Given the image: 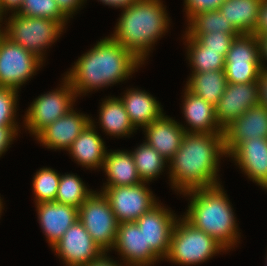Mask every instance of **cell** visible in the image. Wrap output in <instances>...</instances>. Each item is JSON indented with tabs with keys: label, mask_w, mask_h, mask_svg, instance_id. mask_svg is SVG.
<instances>
[{
	"label": "cell",
	"mask_w": 267,
	"mask_h": 266,
	"mask_svg": "<svg viewBox=\"0 0 267 266\" xmlns=\"http://www.w3.org/2000/svg\"><path fill=\"white\" fill-rule=\"evenodd\" d=\"M182 113L189 127H184L186 133L216 134L223 133L215 117V108L211 103L196 96L184 88Z\"/></svg>",
	"instance_id": "20"
},
{
	"label": "cell",
	"mask_w": 267,
	"mask_h": 266,
	"mask_svg": "<svg viewBox=\"0 0 267 266\" xmlns=\"http://www.w3.org/2000/svg\"><path fill=\"white\" fill-rule=\"evenodd\" d=\"M111 250L118 252L126 266H153L161 260L149 247H145L143 232L136 222L118 224L115 244Z\"/></svg>",
	"instance_id": "14"
},
{
	"label": "cell",
	"mask_w": 267,
	"mask_h": 266,
	"mask_svg": "<svg viewBox=\"0 0 267 266\" xmlns=\"http://www.w3.org/2000/svg\"><path fill=\"white\" fill-rule=\"evenodd\" d=\"M18 90L0 87V126H19L16 121Z\"/></svg>",
	"instance_id": "35"
},
{
	"label": "cell",
	"mask_w": 267,
	"mask_h": 266,
	"mask_svg": "<svg viewBox=\"0 0 267 266\" xmlns=\"http://www.w3.org/2000/svg\"><path fill=\"white\" fill-rule=\"evenodd\" d=\"M225 0H184L187 22L201 12L218 10Z\"/></svg>",
	"instance_id": "37"
},
{
	"label": "cell",
	"mask_w": 267,
	"mask_h": 266,
	"mask_svg": "<svg viewBox=\"0 0 267 266\" xmlns=\"http://www.w3.org/2000/svg\"><path fill=\"white\" fill-rule=\"evenodd\" d=\"M240 34L207 33L194 38L205 50L229 51L232 41Z\"/></svg>",
	"instance_id": "36"
},
{
	"label": "cell",
	"mask_w": 267,
	"mask_h": 266,
	"mask_svg": "<svg viewBox=\"0 0 267 266\" xmlns=\"http://www.w3.org/2000/svg\"><path fill=\"white\" fill-rule=\"evenodd\" d=\"M130 152L142 182H152L164 172V168L168 164V161L145 141Z\"/></svg>",
	"instance_id": "28"
},
{
	"label": "cell",
	"mask_w": 267,
	"mask_h": 266,
	"mask_svg": "<svg viewBox=\"0 0 267 266\" xmlns=\"http://www.w3.org/2000/svg\"><path fill=\"white\" fill-rule=\"evenodd\" d=\"M78 220L101 250L111 251L119 223L101 191H94L78 208Z\"/></svg>",
	"instance_id": "8"
},
{
	"label": "cell",
	"mask_w": 267,
	"mask_h": 266,
	"mask_svg": "<svg viewBox=\"0 0 267 266\" xmlns=\"http://www.w3.org/2000/svg\"><path fill=\"white\" fill-rule=\"evenodd\" d=\"M223 136L227 155L248 139H267V108L261 105L249 108L223 129Z\"/></svg>",
	"instance_id": "17"
},
{
	"label": "cell",
	"mask_w": 267,
	"mask_h": 266,
	"mask_svg": "<svg viewBox=\"0 0 267 266\" xmlns=\"http://www.w3.org/2000/svg\"><path fill=\"white\" fill-rule=\"evenodd\" d=\"M2 19H3V18L0 16V34L2 33V28H1V27H2V24H1V23L3 22Z\"/></svg>",
	"instance_id": "47"
},
{
	"label": "cell",
	"mask_w": 267,
	"mask_h": 266,
	"mask_svg": "<svg viewBox=\"0 0 267 266\" xmlns=\"http://www.w3.org/2000/svg\"><path fill=\"white\" fill-rule=\"evenodd\" d=\"M61 174L50 167L40 168L32 180L35 203L55 202Z\"/></svg>",
	"instance_id": "32"
},
{
	"label": "cell",
	"mask_w": 267,
	"mask_h": 266,
	"mask_svg": "<svg viewBox=\"0 0 267 266\" xmlns=\"http://www.w3.org/2000/svg\"><path fill=\"white\" fill-rule=\"evenodd\" d=\"M147 184L141 182L132 186L101 188L100 191L107 198L118 223L135 222L159 203Z\"/></svg>",
	"instance_id": "10"
},
{
	"label": "cell",
	"mask_w": 267,
	"mask_h": 266,
	"mask_svg": "<svg viewBox=\"0 0 267 266\" xmlns=\"http://www.w3.org/2000/svg\"><path fill=\"white\" fill-rule=\"evenodd\" d=\"M176 221L175 213L162 203H158L135 221L139 230L143 232L145 247H149L161 261L168 255Z\"/></svg>",
	"instance_id": "12"
},
{
	"label": "cell",
	"mask_w": 267,
	"mask_h": 266,
	"mask_svg": "<svg viewBox=\"0 0 267 266\" xmlns=\"http://www.w3.org/2000/svg\"><path fill=\"white\" fill-rule=\"evenodd\" d=\"M231 157L239 169L267 190V139L254 138L239 143L228 155Z\"/></svg>",
	"instance_id": "15"
},
{
	"label": "cell",
	"mask_w": 267,
	"mask_h": 266,
	"mask_svg": "<svg viewBox=\"0 0 267 266\" xmlns=\"http://www.w3.org/2000/svg\"><path fill=\"white\" fill-rule=\"evenodd\" d=\"M226 251L214 238L194 227L182 216L177 219L173 228L165 261L190 266L206 262L216 254Z\"/></svg>",
	"instance_id": "5"
},
{
	"label": "cell",
	"mask_w": 267,
	"mask_h": 266,
	"mask_svg": "<svg viewBox=\"0 0 267 266\" xmlns=\"http://www.w3.org/2000/svg\"><path fill=\"white\" fill-rule=\"evenodd\" d=\"M227 157L223 133H186L177 152L168 161L171 188L180 195L220 184L221 157Z\"/></svg>",
	"instance_id": "1"
},
{
	"label": "cell",
	"mask_w": 267,
	"mask_h": 266,
	"mask_svg": "<svg viewBox=\"0 0 267 266\" xmlns=\"http://www.w3.org/2000/svg\"><path fill=\"white\" fill-rule=\"evenodd\" d=\"M35 205L40 227L45 233L48 245L52 248L66 230L78 221V208L56 202H42Z\"/></svg>",
	"instance_id": "18"
},
{
	"label": "cell",
	"mask_w": 267,
	"mask_h": 266,
	"mask_svg": "<svg viewBox=\"0 0 267 266\" xmlns=\"http://www.w3.org/2000/svg\"><path fill=\"white\" fill-rule=\"evenodd\" d=\"M5 21L6 27L2 28V34L42 61L45 60V49L52 46L65 29L58 21L21 14H11Z\"/></svg>",
	"instance_id": "6"
},
{
	"label": "cell",
	"mask_w": 267,
	"mask_h": 266,
	"mask_svg": "<svg viewBox=\"0 0 267 266\" xmlns=\"http://www.w3.org/2000/svg\"><path fill=\"white\" fill-rule=\"evenodd\" d=\"M262 70L260 62L225 63L224 72L228 83L257 82Z\"/></svg>",
	"instance_id": "34"
},
{
	"label": "cell",
	"mask_w": 267,
	"mask_h": 266,
	"mask_svg": "<svg viewBox=\"0 0 267 266\" xmlns=\"http://www.w3.org/2000/svg\"><path fill=\"white\" fill-rule=\"evenodd\" d=\"M143 64L131 51L108 36L82 54L64 77L77 96L86 95L132 78Z\"/></svg>",
	"instance_id": "2"
},
{
	"label": "cell",
	"mask_w": 267,
	"mask_h": 266,
	"mask_svg": "<svg viewBox=\"0 0 267 266\" xmlns=\"http://www.w3.org/2000/svg\"><path fill=\"white\" fill-rule=\"evenodd\" d=\"M96 122L91 118V123L85 127L67 150L74 161L86 169H102L107 154L104 139L96 130Z\"/></svg>",
	"instance_id": "21"
},
{
	"label": "cell",
	"mask_w": 267,
	"mask_h": 266,
	"mask_svg": "<svg viewBox=\"0 0 267 266\" xmlns=\"http://www.w3.org/2000/svg\"><path fill=\"white\" fill-rule=\"evenodd\" d=\"M260 62V43L254 34H240L231 44L225 63Z\"/></svg>",
	"instance_id": "31"
},
{
	"label": "cell",
	"mask_w": 267,
	"mask_h": 266,
	"mask_svg": "<svg viewBox=\"0 0 267 266\" xmlns=\"http://www.w3.org/2000/svg\"><path fill=\"white\" fill-rule=\"evenodd\" d=\"M120 99L124 103L130 122L136 130L139 127L145 128L164 114L160 102L145 90L130 88Z\"/></svg>",
	"instance_id": "22"
},
{
	"label": "cell",
	"mask_w": 267,
	"mask_h": 266,
	"mask_svg": "<svg viewBox=\"0 0 267 266\" xmlns=\"http://www.w3.org/2000/svg\"><path fill=\"white\" fill-rule=\"evenodd\" d=\"M260 43V63L263 69L267 70V65L264 63L267 61V35H256Z\"/></svg>",
	"instance_id": "44"
},
{
	"label": "cell",
	"mask_w": 267,
	"mask_h": 266,
	"mask_svg": "<svg viewBox=\"0 0 267 266\" xmlns=\"http://www.w3.org/2000/svg\"><path fill=\"white\" fill-rule=\"evenodd\" d=\"M93 192L79 176L65 173L61 175L55 202L79 208Z\"/></svg>",
	"instance_id": "30"
},
{
	"label": "cell",
	"mask_w": 267,
	"mask_h": 266,
	"mask_svg": "<svg viewBox=\"0 0 267 266\" xmlns=\"http://www.w3.org/2000/svg\"><path fill=\"white\" fill-rule=\"evenodd\" d=\"M99 109L100 127L106 135L114 137H129L136 129L130 122L124 103L120 97H110L102 100Z\"/></svg>",
	"instance_id": "24"
},
{
	"label": "cell",
	"mask_w": 267,
	"mask_h": 266,
	"mask_svg": "<svg viewBox=\"0 0 267 266\" xmlns=\"http://www.w3.org/2000/svg\"><path fill=\"white\" fill-rule=\"evenodd\" d=\"M169 23L162 0H138L122 10L110 36L144 63L157 40L168 32Z\"/></svg>",
	"instance_id": "4"
},
{
	"label": "cell",
	"mask_w": 267,
	"mask_h": 266,
	"mask_svg": "<svg viewBox=\"0 0 267 266\" xmlns=\"http://www.w3.org/2000/svg\"><path fill=\"white\" fill-rule=\"evenodd\" d=\"M259 85V105L267 108V70H261L257 80Z\"/></svg>",
	"instance_id": "42"
},
{
	"label": "cell",
	"mask_w": 267,
	"mask_h": 266,
	"mask_svg": "<svg viewBox=\"0 0 267 266\" xmlns=\"http://www.w3.org/2000/svg\"><path fill=\"white\" fill-rule=\"evenodd\" d=\"M62 80L61 86L56 90L35 98L24 114L25 129L34 137L74 108L73 105L78 96L70 82L65 77Z\"/></svg>",
	"instance_id": "7"
},
{
	"label": "cell",
	"mask_w": 267,
	"mask_h": 266,
	"mask_svg": "<svg viewBox=\"0 0 267 266\" xmlns=\"http://www.w3.org/2000/svg\"><path fill=\"white\" fill-rule=\"evenodd\" d=\"M185 33L190 38H198L201 34L211 32L239 34L234 27L227 21L220 10L201 12L194 15L187 24Z\"/></svg>",
	"instance_id": "29"
},
{
	"label": "cell",
	"mask_w": 267,
	"mask_h": 266,
	"mask_svg": "<svg viewBox=\"0 0 267 266\" xmlns=\"http://www.w3.org/2000/svg\"><path fill=\"white\" fill-rule=\"evenodd\" d=\"M2 209H4V208H3V202H2V199H1V197H0V217H1V214L3 213V212H2Z\"/></svg>",
	"instance_id": "46"
},
{
	"label": "cell",
	"mask_w": 267,
	"mask_h": 266,
	"mask_svg": "<svg viewBox=\"0 0 267 266\" xmlns=\"http://www.w3.org/2000/svg\"><path fill=\"white\" fill-rule=\"evenodd\" d=\"M43 66V61L0 34V87L20 90Z\"/></svg>",
	"instance_id": "9"
},
{
	"label": "cell",
	"mask_w": 267,
	"mask_h": 266,
	"mask_svg": "<svg viewBox=\"0 0 267 266\" xmlns=\"http://www.w3.org/2000/svg\"><path fill=\"white\" fill-rule=\"evenodd\" d=\"M262 0H225L219 10L239 34H253Z\"/></svg>",
	"instance_id": "25"
},
{
	"label": "cell",
	"mask_w": 267,
	"mask_h": 266,
	"mask_svg": "<svg viewBox=\"0 0 267 266\" xmlns=\"http://www.w3.org/2000/svg\"><path fill=\"white\" fill-rule=\"evenodd\" d=\"M183 36L192 72L224 70L228 51L205 50L194 38H190L186 33Z\"/></svg>",
	"instance_id": "27"
},
{
	"label": "cell",
	"mask_w": 267,
	"mask_h": 266,
	"mask_svg": "<svg viewBox=\"0 0 267 266\" xmlns=\"http://www.w3.org/2000/svg\"><path fill=\"white\" fill-rule=\"evenodd\" d=\"M221 184L185 192L190 197L183 217L214 238L227 251L240 243L241 233L227 193ZM238 242V243H237Z\"/></svg>",
	"instance_id": "3"
},
{
	"label": "cell",
	"mask_w": 267,
	"mask_h": 266,
	"mask_svg": "<svg viewBox=\"0 0 267 266\" xmlns=\"http://www.w3.org/2000/svg\"><path fill=\"white\" fill-rule=\"evenodd\" d=\"M91 123V117L74 108L44 128L35 138L42 146L53 150H68L74 140Z\"/></svg>",
	"instance_id": "16"
},
{
	"label": "cell",
	"mask_w": 267,
	"mask_h": 266,
	"mask_svg": "<svg viewBox=\"0 0 267 266\" xmlns=\"http://www.w3.org/2000/svg\"><path fill=\"white\" fill-rule=\"evenodd\" d=\"M254 35H267V0H262L258 13L257 27Z\"/></svg>",
	"instance_id": "40"
},
{
	"label": "cell",
	"mask_w": 267,
	"mask_h": 266,
	"mask_svg": "<svg viewBox=\"0 0 267 266\" xmlns=\"http://www.w3.org/2000/svg\"><path fill=\"white\" fill-rule=\"evenodd\" d=\"M102 170L107 175L103 186H132L142 182L130 151H107Z\"/></svg>",
	"instance_id": "23"
},
{
	"label": "cell",
	"mask_w": 267,
	"mask_h": 266,
	"mask_svg": "<svg viewBox=\"0 0 267 266\" xmlns=\"http://www.w3.org/2000/svg\"><path fill=\"white\" fill-rule=\"evenodd\" d=\"M51 249L65 266H87L105 253L79 220L66 230Z\"/></svg>",
	"instance_id": "11"
},
{
	"label": "cell",
	"mask_w": 267,
	"mask_h": 266,
	"mask_svg": "<svg viewBox=\"0 0 267 266\" xmlns=\"http://www.w3.org/2000/svg\"><path fill=\"white\" fill-rule=\"evenodd\" d=\"M107 6L114 8H121V10L127 9L132 6L138 0H98Z\"/></svg>",
	"instance_id": "43"
},
{
	"label": "cell",
	"mask_w": 267,
	"mask_h": 266,
	"mask_svg": "<svg viewBox=\"0 0 267 266\" xmlns=\"http://www.w3.org/2000/svg\"><path fill=\"white\" fill-rule=\"evenodd\" d=\"M185 88L215 106L222 97L227 79L224 70L192 72Z\"/></svg>",
	"instance_id": "26"
},
{
	"label": "cell",
	"mask_w": 267,
	"mask_h": 266,
	"mask_svg": "<svg viewBox=\"0 0 267 266\" xmlns=\"http://www.w3.org/2000/svg\"><path fill=\"white\" fill-rule=\"evenodd\" d=\"M23 2L24 0H0V16L6 18V13H8V11L12 14H17Z\"/></svg>",
	"instance_id": "41"
},
{
	"label": "cell",
	"mask_w": 267,
	"mask_h": 266,
	"mask_svg": "<svg viewBox=\"0 0 267 266\" xmlns=\"http://www.w3.org/2000/svg\"><path fill=\"white\" fill-rule=\"evenodd\" d=\"M17 14L26 17H41L60 22L66 27L68 18L61 12L55 0H24Z\"/></svg>",
	"instance_id": "33"
},
{
	"label": "cell",
	"mask_w": 267,
	"mask_h": 266,
	"mask_svg": "<svg viewBox=\"0 0 267 266\" xmlns=\"http://www.w3.org/2000/svg\"><path fill=\"white\" fill-rule=\"evenodd\" d=\"M19 130V126H0V157L11 147Z\"/></svg>",
	"instance_id": "38"
},
{
	"label": "cell",
	"mask_w": 267,
	"mask_h": 266,
	"mask_svg": "<svg viewBox=\"0 0 267 266\" xmlns=\"http://www.w3.org/2000/svg\"><path fill=\"white\" fill-rule=\"evenodd\" d=\"M61 12L68 18H73L74 13L83 6L87 0H55Z\"/></svg>",
	"instance_id": "39"
},
{
	"label": "cell",
	"mask_w": 267,
	"mask_h": 266,
	"mask_svg": "<svg viewBox=\"0 0 267 266\" xmlns=\"http://www.w3.org/2000/svg\"><path fill=\"white\" fill-rule=\"evenodd\" d=\"M143 129L144 141L156 149L166 161L177 152L185 134L182 124L165 113Z\"/></svg>",
	"instance_id": "19"
},
{
	"label": "cell",
	"mask_w": 267,
	"mask_h": 266,
	"mask_svg": "<svg viewBox=\"0 0 267 266\" xmlns=\"http://www.w3.org/2000/svg\"><path fill=\"white\" fill-rule=\"evenodd\" d=\"M257 105H259L258 82L227 83L222 97L214 106L216 121L224 129L246 110Z\"/></svg>",
	"instance_id": "13"
},
{
	"label": "cell",
	"mask_w": 267,
	"mask_h": 266,
	"mask_svg": "<svg viewBox=\"0 0 267 266\" xmlns=\"http://www.w3.org/2000/svg\"><path fill=\"white\" fill-rule=\"evenodd\" d=\"M87 266H123V264H119V261L113 260L110 256H107V253H104L98 260L93 261ZM126 266V265H124Z\"/></svg>",
	"instance_id": "45"
}]
</instances>
